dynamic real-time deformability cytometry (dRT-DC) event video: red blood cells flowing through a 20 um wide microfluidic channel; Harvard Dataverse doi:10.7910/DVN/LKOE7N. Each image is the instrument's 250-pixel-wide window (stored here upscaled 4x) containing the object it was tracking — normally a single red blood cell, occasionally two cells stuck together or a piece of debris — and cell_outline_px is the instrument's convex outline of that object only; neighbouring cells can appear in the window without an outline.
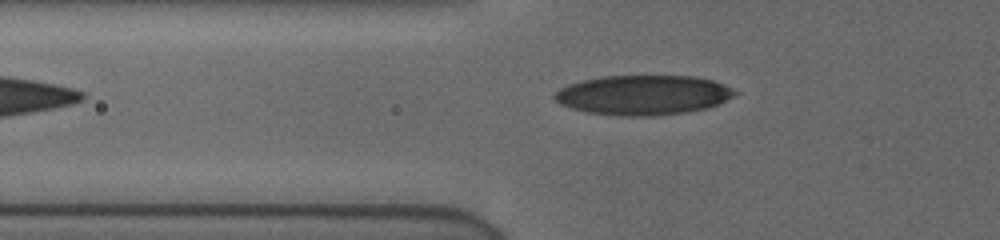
{"species": "human", "species_latin": "Homo sapiens", "temperature_condition": "cold", "stored_images_in_passage": 5, "camera_frame_rate_fps": 3000, "um_per_image_px": 0.085, "donor": {"sex": "female"}, "frame": {"image": 1, "passage_image": 5, "time_ms": 4.667, "image_size_px": [1000, 240], "cell_outline_px": [[740, 92], [736, 96], [708, 108], [684, 112], [652, 116], [624, 116], [588, 112], [572, 108], [560, 104], [552, 96], [560, 88], [568, 84], [584, 80], [604, 76], [692, 76], [712, 80], [724, 84]], "centroid_in_image_um": [54.7, 8.07], "position_along_channel_um": 71.1, "area_um2": 41.67}}